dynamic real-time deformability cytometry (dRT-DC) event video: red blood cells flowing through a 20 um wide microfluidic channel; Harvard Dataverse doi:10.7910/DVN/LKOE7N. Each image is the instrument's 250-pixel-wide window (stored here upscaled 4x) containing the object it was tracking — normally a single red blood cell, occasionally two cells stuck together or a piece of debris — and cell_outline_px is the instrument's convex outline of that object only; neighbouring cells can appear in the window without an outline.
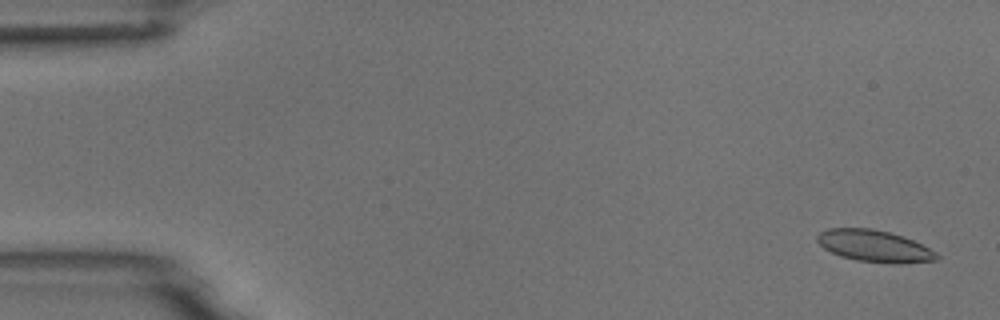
{"species": "common noctule bat (a hibernating species)", "species_latin": "Nyctalus noctula", "temperature_condition": "room temperature", "stored_images_in_passage": 5, "segment_of_instrument_passage": [1, 2], "camera_frame_rate_fps": 3000, "um_per_image_px": 0.085, "animal": {"sex": "male", "body_mass_g": 18.8}, "frame": {"image": 1, "passage_image": 1, "time_ms": 0.0, "image_size_px": [1000, 320], "cell_outline_px": [[940, 256], [936, 260], [900, 264], [896, 264], [856, 260], [840, 256], [824, 248], [816, 240], [816, 236], [820, 232], [828, 228], [872, 228], [888, 232], [912, 240], [936, 252]], "centroid_in_image_um": [74.3, 20.92], "position_along_channel_um": 10.7, "area_um2": 21.96}}
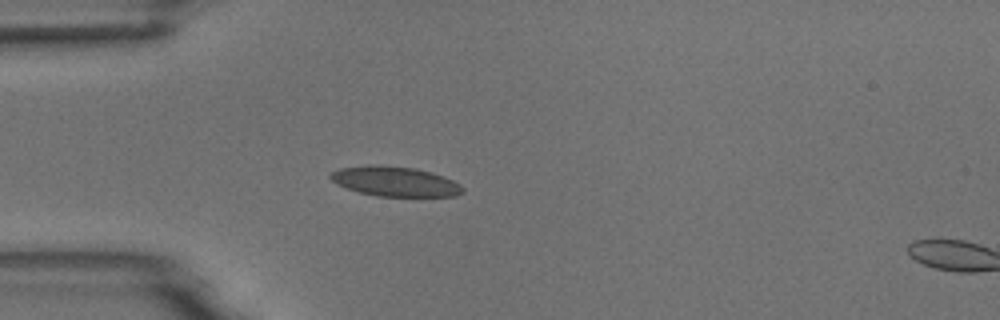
{"frame": {"image": 2, "passage_image": 4, "time_ms": 4.333, "image_size_px": [1000, 320], "cell_outline_px": [[464, 192], [456, 196], [376, 196], [360, 192], [336, 184], [328, 176], [332, 172], [340, 168], [368, 164], [376, 164], [416, 168], [432, 172], [444, 176], [460, 184], [464, 188]], "centroid_in_image_um": [33.59, 15.41], "position_along_channel_um": 51.4, "area_um2": 23.12}}